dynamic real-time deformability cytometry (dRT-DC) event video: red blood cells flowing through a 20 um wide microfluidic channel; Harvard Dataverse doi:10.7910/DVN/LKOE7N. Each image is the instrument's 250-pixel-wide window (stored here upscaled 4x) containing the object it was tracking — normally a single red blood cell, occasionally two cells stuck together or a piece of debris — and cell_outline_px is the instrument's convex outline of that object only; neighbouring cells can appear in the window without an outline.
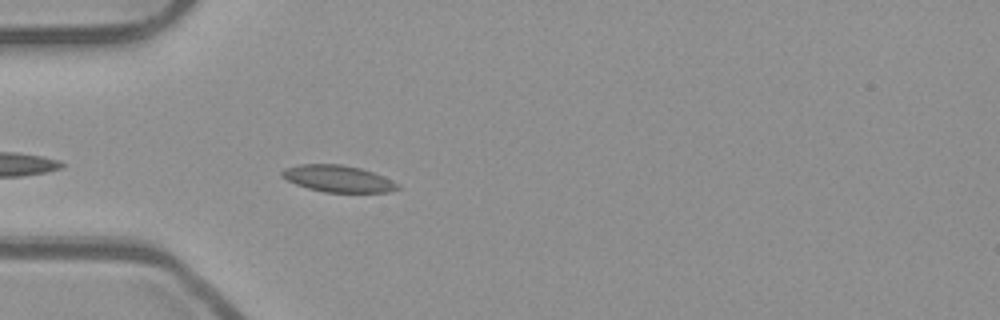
{"species": "common noctule bat (a hibernating species)", "species_latin": "Nyctalus noctula", "temperature_condition": "room temperature", "stored_images_in_passage": 21, "camera_frame_rate_fps": 3000, "um_per_image_px": 0.085, "animal": {"sex": "male", "body_mass_g": 23.1, "forearm_length_mm": 52.7}, "frame": {"image": 1, "passage_image": 4, "time_ms": 1.0, "image_size_px": [1000, 320], "cell_outline_px": [[404, 188], [388, 192], [324, 192], [308, 188], [296, 184], [280, 176], [280, 172], [284, 168], [300, 164], [340, 164], [360, 168], [384, 176], [400, 184]], "centroid_in_image_um": [28.76, 15.19], "position_along_channel_um": 56.2, "area_um2": 18.15}}
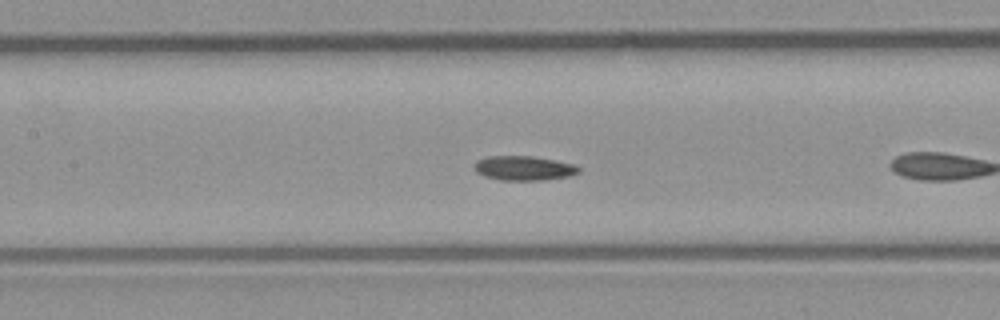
{"frame": {"image": 2, "passage_image": 10, "time_ms": 3.0, "image_size_px": [1000, 320], "cell_outline_px": [[580, 172], [568, 176], [544, 180], [500, 180], [484, 176], [476, 172], [476, 160], [488, 156], [532, 156], [572, 164], [580, 168]], "centroid_in_image_um": [44.51, 14.3], "position_along_channel_um": 162.9, "area_um2": 14.68}}
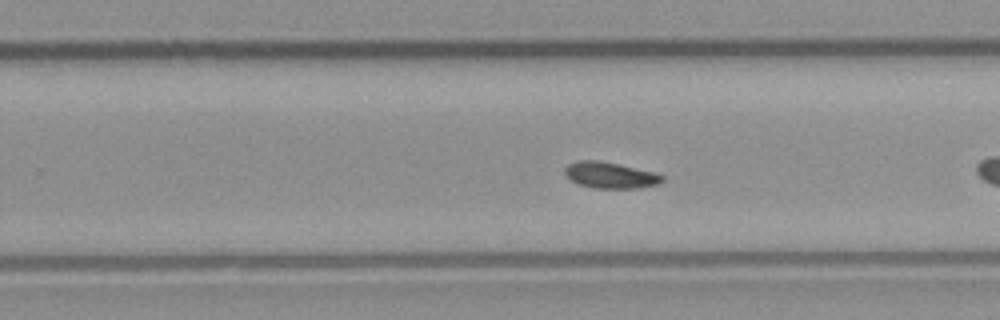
{"frame": {"image": 3, "passage_image": 19, "time_ms": 6.0, "image_size_px": [1000, 320], "cell_outline_px": [[664, 180], [656, 184], [640, 188], [592, 188], [576, 184], [564, 172], [564, 168], [568, 164], [580, 160], [596, 160], [616, 164], [652, 172], [664, 176]], "centroid_in_image_um": [51.83, 14.9], "position_along_channel_um": 278.0, "area_um2": 14.62}}